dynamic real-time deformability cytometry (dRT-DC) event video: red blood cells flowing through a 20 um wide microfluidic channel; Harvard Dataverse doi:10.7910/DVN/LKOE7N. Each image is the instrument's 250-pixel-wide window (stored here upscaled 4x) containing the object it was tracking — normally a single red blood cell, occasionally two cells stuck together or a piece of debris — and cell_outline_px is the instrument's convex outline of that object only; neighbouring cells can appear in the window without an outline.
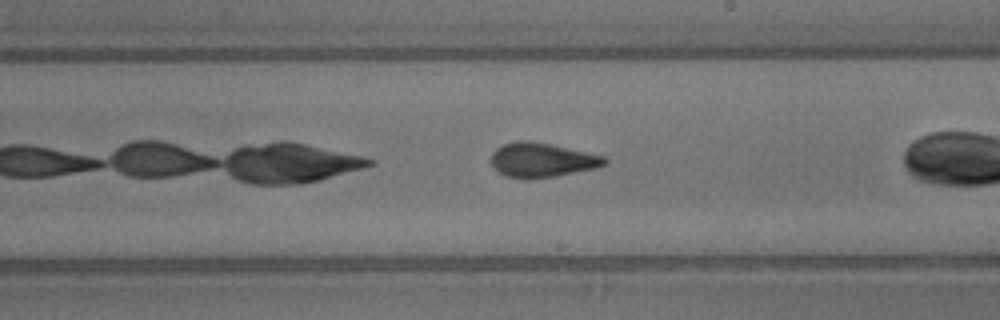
{"species": "common noctule bat (a hibernating species)", "species_latin": "Nyctalus noctula", "temperature_condition": "warm", "stored_images_in_passage": 25, "camera_frame_rate_fps": 3000, "um_per_image_px": 0.085, "animal": {"sex": "male", "body_mass_g": 13.3}, "frame": {"image": 1, "passage_image": 15, "time_ms": 4.667, "image_size_px": [1000, 320], "cell_outline_px": [[608, 160], [604, 164], [596, 168], [556, 176], [528, 180], [524, 180], [508, 176], [492, 168], [492, 152], [496, 148], [504, 144], [516, 140], [528, 140], [552, 144], [604, 156]], "centroid_in_image_um": [46.04, 13.6], "position_along_channel_um": 243.0, "area_um2": 22.89}}